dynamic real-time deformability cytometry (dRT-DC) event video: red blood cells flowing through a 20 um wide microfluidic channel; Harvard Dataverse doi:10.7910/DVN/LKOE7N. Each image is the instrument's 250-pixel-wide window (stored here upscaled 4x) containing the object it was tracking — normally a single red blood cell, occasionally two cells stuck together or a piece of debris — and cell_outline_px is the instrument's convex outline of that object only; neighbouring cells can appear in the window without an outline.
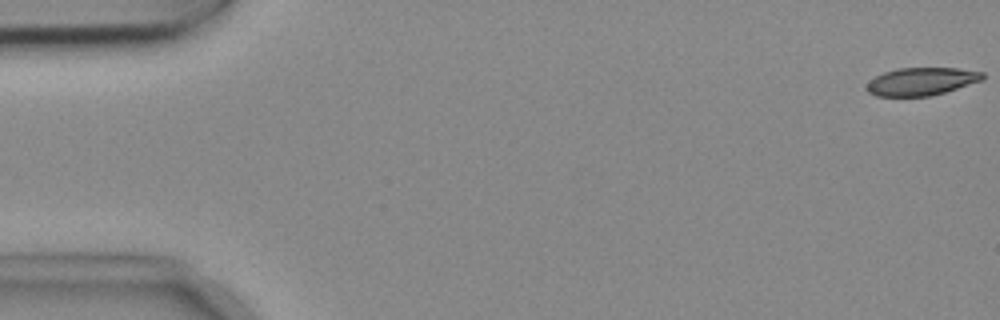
{"species": "common noctule bat (a hibernating species)", "species_latin": "Nyctalus noctula", "temperature_condition": "cold", "stored_images_in_passage": 54, "camera_frame_rate_fps": 3000, "um_per_image_px": 0.085, "animal": {"sex": "female", "body_mass_g": 18.4}, "frame": {"image": 1, "passage_image": 1, "time_ms": 0.0, "image_size_px": [1000, 320], "cell_outline_px": [[984, 80], [944, 92], [928, 96], [876, 96], [868, 92], [868, 80], [884, 72], [896, 68], [956, 68], [984, 72]], "centroid_in_image_um": [78.33, 6.91], "position_along_channel_um": 6.7, "area_um2": 18.73}}
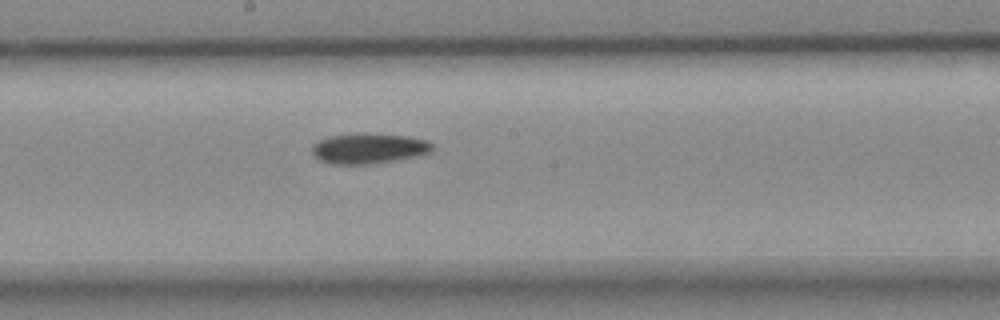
{"frame": {"image": 2, "passage_image": 29, "time_ms": 9.333, "image_size_px": [1000, 320], "cell_outline_px": [[432, 152], [420, 156], [376, 164], [332, 164], [320, 160], [312, 152], [312, 148], [320, 140], [328, 136], [356, 132], [364, 132], [408, 136], [428, 140], [432, 144]], "centroid_in_image_um": [31.4, 12.61], "position_along_channel_um": 216.8, "area_um2": 21.73}}
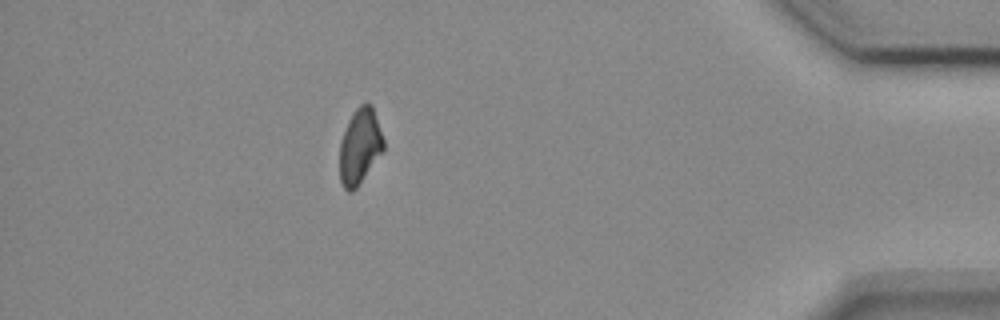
{"frame": {"image": 3, "passage_image": 48, "time_ms": 15.667, "image_size_px": [1000, 320], "cell_outline_px": [[384, 148], [356, 188], [352, 192], [348, 192], [344, 188], [340, 180], [340, 140], [348, 120], [352, 112], [364, 100], [372, 104], [384, 140]], "centroid_in_image_um": [30.57, 12.38], "position_along_channel_um": 404.6, "area_um2": 19.31}, "authors_computed_cell_mechanics": {"area_um2": 20.4612, "velocity_mm_per_s": 3.7274, "shape_relaxation_time_tau1_ms": 5.8637, "shape_relaxation_time_tau2_ms": null, "deformation_change_tau1": 0.1504, "deformation_change_tau2": null}}